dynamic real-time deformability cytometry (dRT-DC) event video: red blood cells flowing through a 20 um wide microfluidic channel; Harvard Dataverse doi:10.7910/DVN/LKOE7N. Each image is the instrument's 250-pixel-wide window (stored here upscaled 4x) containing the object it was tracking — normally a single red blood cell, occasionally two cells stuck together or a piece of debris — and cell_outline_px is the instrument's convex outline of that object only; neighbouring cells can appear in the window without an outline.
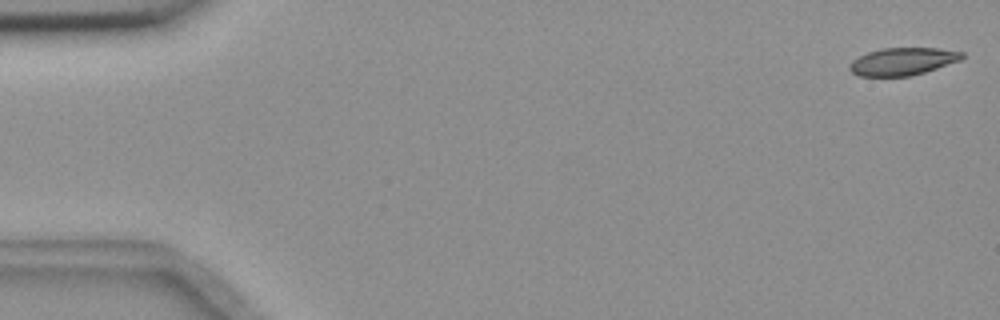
{"species": "common noctule bat (a hibernating species)", "species_latin": "Nyctalus noctula", "temperature_condition": "room temperature", "stored_images_in_passage": 55, "camera_frame_rate_fps": 3000, "um_per_image_px": 0.085, "animal": {"sex": "female", "body_mass_g": 18.4}, "frame": {"image": 1, "passage_image": 1, "time_ms": 0.0, "image_size_px": [1000, 320], "cell_outline_px": [[964, 56], [960, 60], [912, 76], [860, 76], [852, 72], [848, 68], [848, 64], [852, 60], [868, 52], [880, 48], [936, 48], [964, 52]], "centroid_in_image_um": [76.7, 5.22], "position_along_channel_um": 8.3, "area_um2": 17.98}}
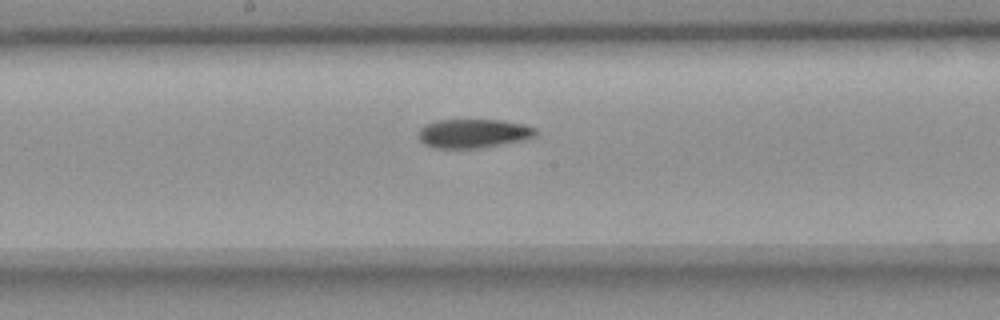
{"frame": {"image": 2, "passage_image": 29, "time_ms": 9.333, "image_size_px": [1000, 320], "cell_outline_px": [[536, 136], [524, 140], [476, 148], [432, 148], [424, 144], [416, 136], [420, 128], [424, 124], [436, 120], [504, 120], [524, 124], [536, 128]], "centroid_in_image_um": [40.2, 11.33], "position_along_channel_um": 208.0, "area_um2": 19.94}}
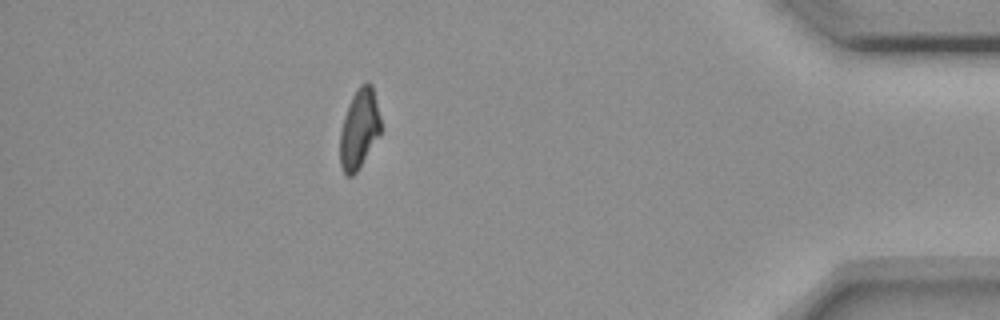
{"frame": {"image": 3, "passage_image": 49, "time_ms": 16.0, "image_size_px": [1000, 320], "cell_outline_px": [[380, 132], [356, 172], [352, 176], [348, 176], [344, 172], [340, 164], [340, 132], [344, 116], [348, 104], [356, 88], [360, 84], [368, 80], [372, 84], [380, 116]], "centroid_in_image_um": [30.51, 10.89], "position_along_channel_um": 404.7, "area_um2": 18.67}, "authors_computed_cell_mechanics": {"area_um2": 19.8832, "velocity_mm_per_s": 3.6521, "shape_relaxation_time_tau1_ms": 7.7556, "shape_relaxation_time_tau2_ms": 10.1074, "deformation_change_tau1": 0.1639, "deformation_change_tau2": 0.1592}}